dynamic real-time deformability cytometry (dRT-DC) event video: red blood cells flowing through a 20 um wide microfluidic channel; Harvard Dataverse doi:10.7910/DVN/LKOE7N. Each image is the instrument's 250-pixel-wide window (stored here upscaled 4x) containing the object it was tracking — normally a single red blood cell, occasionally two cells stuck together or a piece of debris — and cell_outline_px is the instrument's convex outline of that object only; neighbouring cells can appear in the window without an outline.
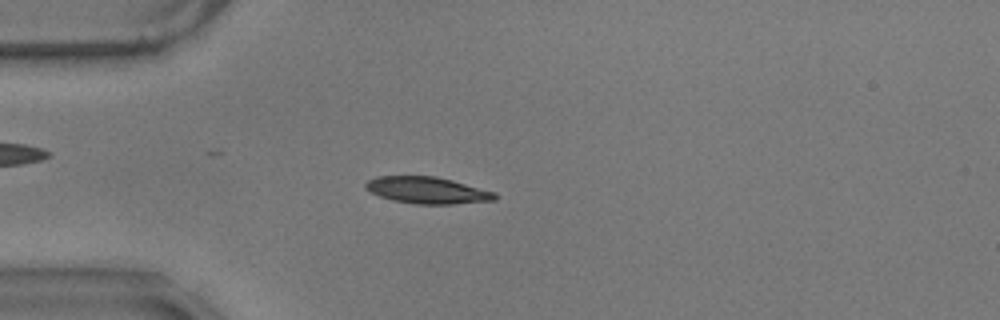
{"species": "common noctule bat (a hibernating species)", "species_latin": "Nyctalus noctula", "temperature_condition": "warm", "stored_images_in_passage": 54, "camera_frame_rate_fps": 3000, "um_per_image_px": 0.085, "animal": {"sex": "male", "body_mass_g": 17.9}, "frame": {"image": 1, "passage_image": 12, "time_ms": 3.667, "image_size_px": [1000, 320], "cell_outline_px": [[496, 200], [452, 204], [416, 204], [392, 200], [380, 196], [364, 188], [364, 184], [368, 180], [376, 176], [436, 176], [452, 180], [496, 192]], "centroid_in_image_um": [36.31, 16.17], "position_along_channel_um": 48.7, "area_um2": 20.11}}
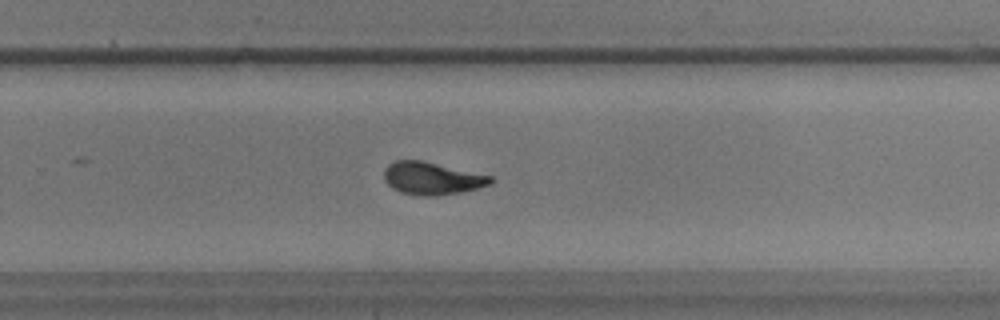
{"frame": {"image": 2, "passage_image": 34, "time_ms": 11.0, "image_size_px": [1000, 320], "cell_outline_px": [[492, 184], [460, 192], [436, 196], [424, 196], [400, 192], [392, 188], [384, 180], [384, 168], [388, 164], [396, 160], [420, 160], [492, 176]], "centroid_in_image_um": [36.68, 15.16], "position_along_channel_um": 293.1, "area_um2": 20.06}}
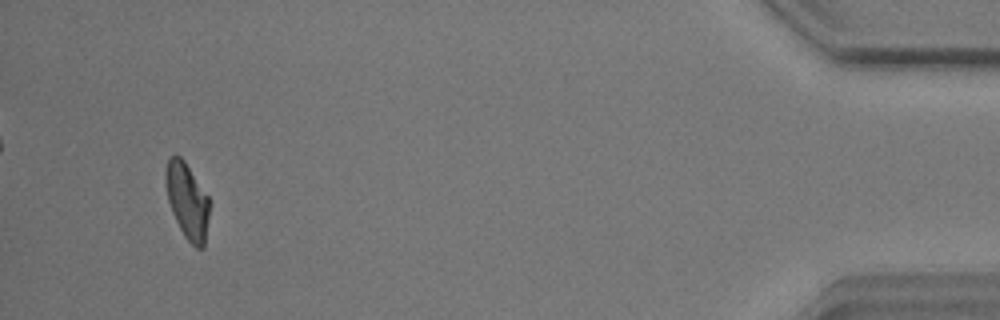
{"frame": {"image": 3, "passage_image": 51, "time_ms": 16.667, "image_size_px": [1000, 320], "cell_outline_px": [[212, 204], [204, 248], [196, 248], [184, 236], [172, 212], [168, 200], [164, 176], [164, 172], [168, 160], [172, 156], [180, 156], [184, 160], [208, 196]], "centroid_in_image_um": [15.95, 17.1], "position_along_channel_um": 419.3, "area_um2": 19.59}, "authors_computed_cell_mechanics": {"area_um2": 20.1144, "velocity_mm_per_s": 3.5167, "shape_relaxation_time_tau1_ms": 4.5259, "shape_relaxation_time_tau2_ms": 0.5843, "deformation_change_tau1": 0.148, "deformation_change_tau2": 0.0567}}